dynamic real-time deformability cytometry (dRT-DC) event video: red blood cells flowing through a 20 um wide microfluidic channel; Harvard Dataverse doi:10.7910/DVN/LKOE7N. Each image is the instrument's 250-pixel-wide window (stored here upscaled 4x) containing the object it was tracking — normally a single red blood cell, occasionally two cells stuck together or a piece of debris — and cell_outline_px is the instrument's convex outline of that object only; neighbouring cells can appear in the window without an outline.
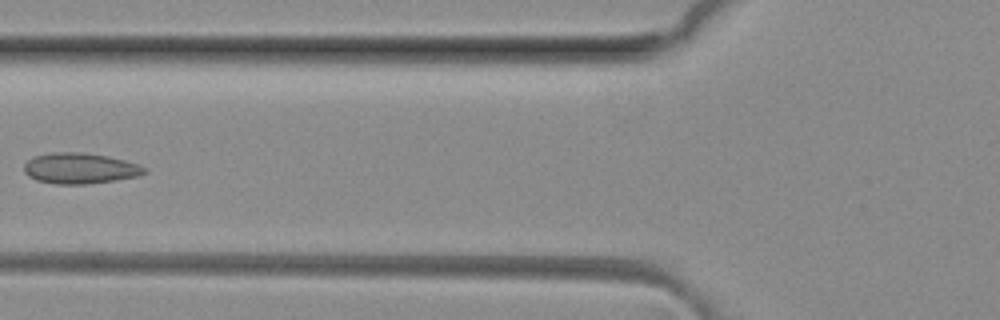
{"species": "common noctule bat (a hibernating species)", "species_latin": "Nyctalus noctula", "temperature_condition": "room temperature", "stored_images_in_passage": 5, "camera_frame_rate_fps": 3000, "um_per_image_px": 0.085, "animal": {"sex": "female", "body_mass_g": 29.2, "forearm_length_mm": 56.3}, "frame": {"image": 1, "passage_image": 4, "time_ms": 1.0, "image_size_px": [1000, 320], "cell_outline_px": [[148, 172], [136, 176], [116, 180], [88, 184], [56, 184], [36, 180], [28, 176], [24, 172], [24, 164], [28, 160], [36, 156], [56, 152], [80, 152], [108, 156], [124, 160], [148, 168]], "centroid_in_image_um": [6.8, 14.31], "position_along_channel_um": 119.0, "area_um2": 21.5}}
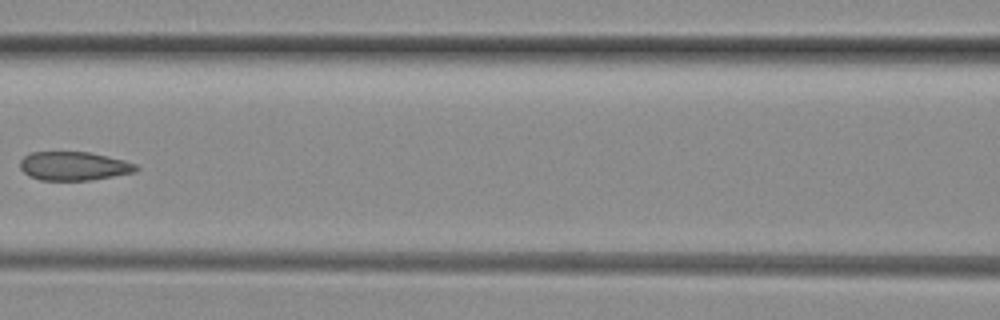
{"frame": {"image": 2, "passage_image": 5, "time_ms": 1.333, "image_size_px": [1000, 320], "cell_outline_px": [[140, 168], [136, 172], [88, 180], [40, 180], [28, 176], [20, 168], [20, 160], [24, 156], [32, 152], [88, 152], [124, 160], [136, 164]], "centroid_in_image_um": [6.26, 14.11], "position_along_channel_um": 160.3, "area_um2": 19.36}}